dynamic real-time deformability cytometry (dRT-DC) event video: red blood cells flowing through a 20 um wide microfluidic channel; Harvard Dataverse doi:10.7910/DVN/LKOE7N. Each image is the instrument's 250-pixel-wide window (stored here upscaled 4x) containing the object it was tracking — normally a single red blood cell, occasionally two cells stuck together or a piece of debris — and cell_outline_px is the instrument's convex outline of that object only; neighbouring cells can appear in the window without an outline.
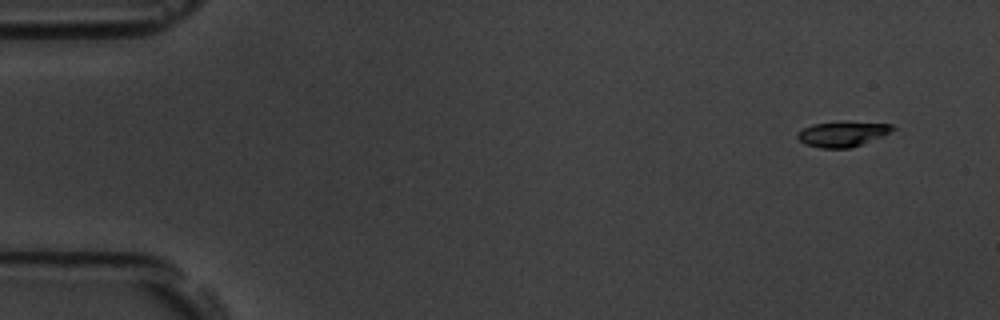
{"species": "common noctule bat (a hibernating species)", "species_latin": "Nyctalus noctula", "temperature_condition": "room temperature", "stored_images_in_passage": 6, "camera_frame_rate_fps": 3000, "um_per_image_px": 0.085, "animal": {"sex": "male", "body_mass_g": 19.5, "forearm_length_mm": 54.6}, "frame": {"image": 1, "passage_image": 1, "time_ms": 0.0, "image_size_px": [1000, 320], "cell_outline_px": [[896, 128], [864, 144], [848, 148], [820, 148], [804, 144], [796, 136], [796, 132], [812, 124], [892, 124]], "centroid_in_image_um": [71.53, 11.45], "position_along_channel_um": 13.5, "area_um2": 13.12}}
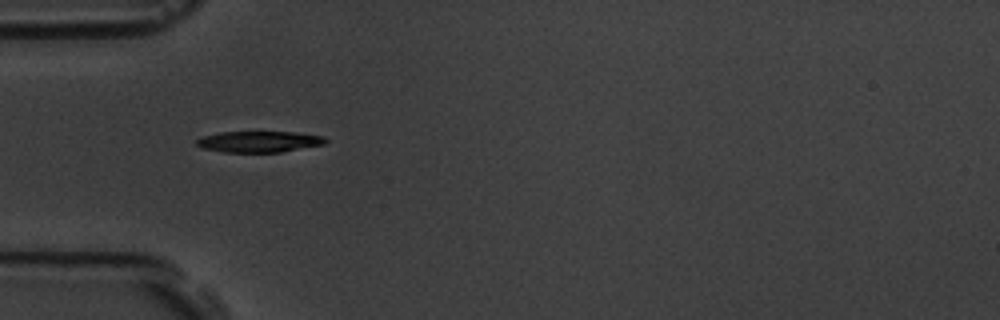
{"frame": {"image": 2, "passage_image": 5, "time_ms": 1.333, "image_size_px": [1000, 320], "cell_outline_px": [[328, 140], [324, 144], [280, 152], [224, 152], [204, 148], [196, 144], [196, 140], [204, 136], [220, 132], [292, 132], [324, 136]], "centroid_in_image_um": [22.04, 12.04], "position_along_channel_um": 63.0, "area_um2": 15.66}}
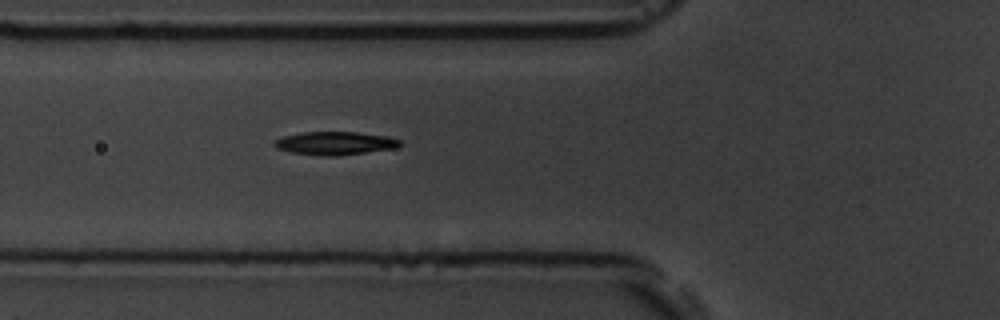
{"frame": {"image": 3, "passage_image": 6, "time_ms": 1.667, "image_size_px": [1000, 320], "cell_outline_px": [[404, 144], [396, 148], [332, 156], [320, 156], [292, 152], [276, 148], [272, 144], [276, 140], [284, 136], [300, 132], [356, 132], [388, 136], [400, 140]], "centroid_in_image_um": [28.49, 12.17], "position_along_channel_um": 97.3, "area_um2": 16.94}}